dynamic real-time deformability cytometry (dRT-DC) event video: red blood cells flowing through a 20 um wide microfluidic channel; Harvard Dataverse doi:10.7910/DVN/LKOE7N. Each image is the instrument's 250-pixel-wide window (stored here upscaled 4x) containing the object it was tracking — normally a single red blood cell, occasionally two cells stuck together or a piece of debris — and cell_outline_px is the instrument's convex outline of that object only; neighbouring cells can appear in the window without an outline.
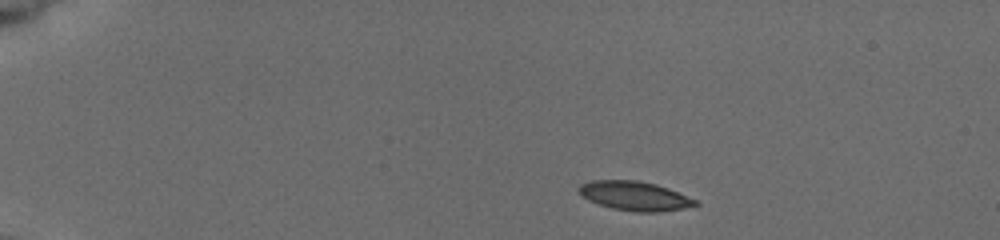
{"species": "common noctule bat (a hibernating species)", "species_latin": "Nyctalus noctula", "temperature_condition": "cold", "stored_images_in_passage": 4, "camera_frame_rate_fps": 3000, "um_per_image_px": 0.085, "animal": {"sex": "female", "body_mass_g": 19.5, "forearm_length_mm": 54.1}, "frame": {"image": 1, "passage_image": 1, "time_ms": 0.0, "image_size_px": [1000, 240], "cell_outline_px": [[700, 204], [660, 212], [636, 212], [612, 208], [588, 200], [576, 188], [580, 184], [592, 180], [636, 180], [656, 184], [668, 188], [696, 200]], "centroid_in_image_um": [53.92, 16.64], "position_along_channel_um": 31.1, "area_um2": 19.59}}